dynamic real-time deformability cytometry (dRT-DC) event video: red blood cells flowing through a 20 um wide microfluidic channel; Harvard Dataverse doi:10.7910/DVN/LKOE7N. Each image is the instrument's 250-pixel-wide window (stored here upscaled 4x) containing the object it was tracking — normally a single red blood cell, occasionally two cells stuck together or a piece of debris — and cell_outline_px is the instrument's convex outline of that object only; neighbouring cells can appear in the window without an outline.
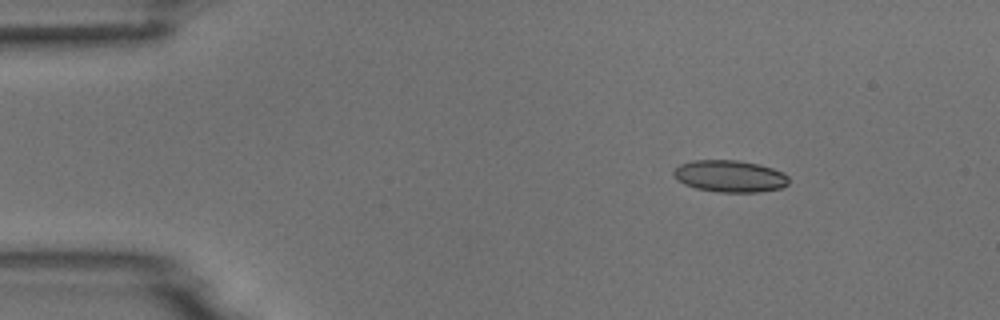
{"species": "common noctule bat (a hibernating species)", "species_latin": "Nyctalus noctula", "temperature_condition": "room temperature", "stored_images_in_passage": 3, "camera_frame_rate_fps": 3000, "um_per_image_px": 0.085, "animal": {"sex": "male", "body_mass_g": 18.8}, "frame": {"image": 1, "passage_image": 1, "time_ms": 0.0, "image_size_px": [1000, 320], "cell_outline_px": [[788, 184], [780, 188], [760, 192], [720, 192], [696, 188], [684, 184], [676, 180], [672, 172], [680, 164], [692, 160], [736, 160], [760, 164], [784, 172], [788, 176]], "centroid_in_image_um": [62.03, 14.97], "position_along_channel_um": 23.0, "area_um2": 21.5}}